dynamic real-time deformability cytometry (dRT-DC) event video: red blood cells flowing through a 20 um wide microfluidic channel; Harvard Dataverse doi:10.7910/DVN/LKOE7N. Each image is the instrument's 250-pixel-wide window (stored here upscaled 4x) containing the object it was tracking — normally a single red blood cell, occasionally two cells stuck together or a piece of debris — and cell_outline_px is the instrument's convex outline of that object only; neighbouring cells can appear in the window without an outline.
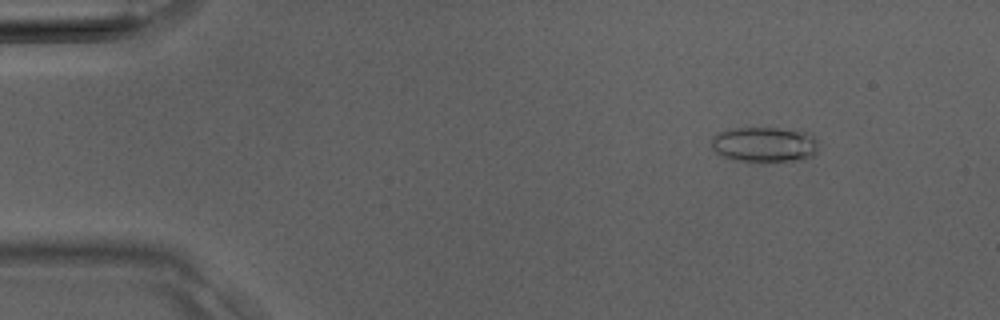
{"species": "Egyptian fruit bat (a non-hibernating species)", "species_latin": "Rousettus aegyptiacus", "temperature_condition": "room temperature", "stored_images_in_passage": 36, "camera_frame_rate_fps": 3000, "um_per_image_px": 0.085, "animal": {"sex": "male"}, "frame": {"image": 1, "passage_image": 3, "time_ms": 0.667, "image_size_px": [1000, 320], "cell_outline_px": [[816, 152], [812, 156], [800, 160], [732, 160], [716, 152], [712, 148], [712, 136], [716, 132], [732, 128], [776, 128], [804, 132], [812, 136], [816, 140]], "centroid_in_image_um": [64.92, 12.26], "position_along_channel_um": 20.1, "area_um2": 21.5}}
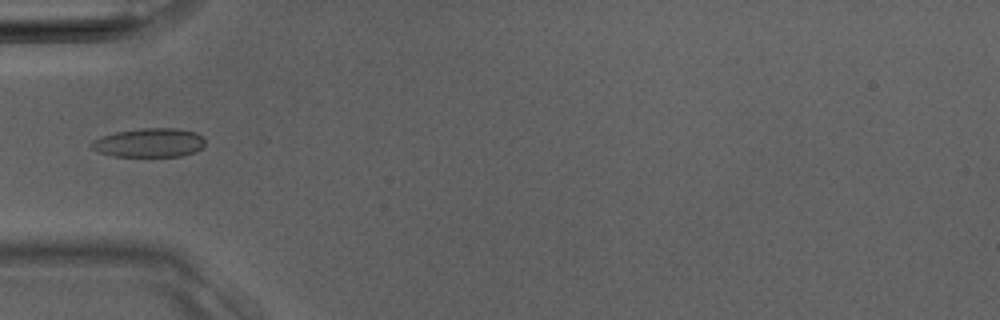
{"frame": {"image": 2, "passage_image": 11, "time_ms": 3.333, "image_size_px": [1000, 320], "cell_outline_px": [[204, 144], [196, 152], [180, 156], [112, 156], [96, 152], [88, 144], [92, 140], [100, 136], [116, 132], [140, 128], [176, 128], [196, 132], [204, 136]], "centroid_in_image_um": [12.65, 12.12], "position_along_channel_um": 72.3, "area_um2": 19.42}}
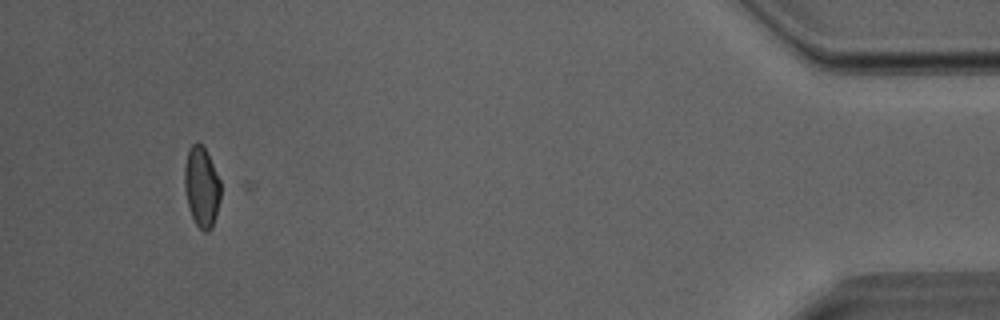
{"frame": {"image": 3, "passage_image": 34, "time_ms": 11.0, "image_size_px": [1000, 320], "cell_outline_px": [[220, 200], [216, 216], [212, 228], [208, 232], [204, 232], [196, 224], [192, 216], [188, 204], [184, 188], [184, 164], [188, 148], [192, 144], [200, 144], [204, 148], [220, 180]], "centroid_in_image_um": [17.13, 15.91], "position_along_channel_um": 418.1, "area_um2": 16.82}}